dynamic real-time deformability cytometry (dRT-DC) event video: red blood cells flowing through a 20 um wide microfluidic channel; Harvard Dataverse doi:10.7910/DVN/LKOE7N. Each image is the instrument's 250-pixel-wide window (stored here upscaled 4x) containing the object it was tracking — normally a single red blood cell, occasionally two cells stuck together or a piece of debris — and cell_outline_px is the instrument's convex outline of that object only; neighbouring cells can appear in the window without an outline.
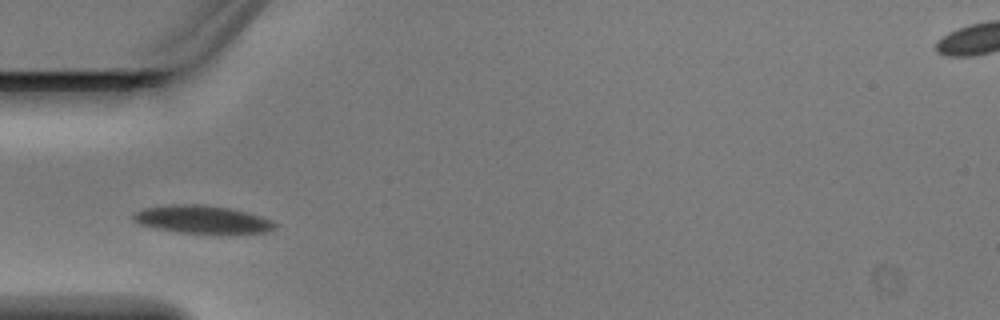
{"species": "Egyptian fruit bat (a non-hibernating species)", "species_latin": "Rousettus aegyptiacus", "temperature_condition": "warm", "stored_images_in_passage": 3, "camera_frame_rate_fps": 3000, "um_per_image_px": 0.085, "animal": {"sex": "male"}, "frame": {"image": 1, "passage_image": 3, "time_ms": 0.667, "image_size_px": [1000, 320], "cell_outline_px": [[276, 228], [268, 232], [228, 236], [220, 236], [180, 232], [156, 228], [140, 224], [132, 216], [136, 212], [144, 208], [172, 204], [204, 204], [228, 208], [260, 216], [276, 224]], "centroid_in_image_um": [17.27, 18.7], "position_along_channel_um": 67.7, "area_um2": 23.58}}